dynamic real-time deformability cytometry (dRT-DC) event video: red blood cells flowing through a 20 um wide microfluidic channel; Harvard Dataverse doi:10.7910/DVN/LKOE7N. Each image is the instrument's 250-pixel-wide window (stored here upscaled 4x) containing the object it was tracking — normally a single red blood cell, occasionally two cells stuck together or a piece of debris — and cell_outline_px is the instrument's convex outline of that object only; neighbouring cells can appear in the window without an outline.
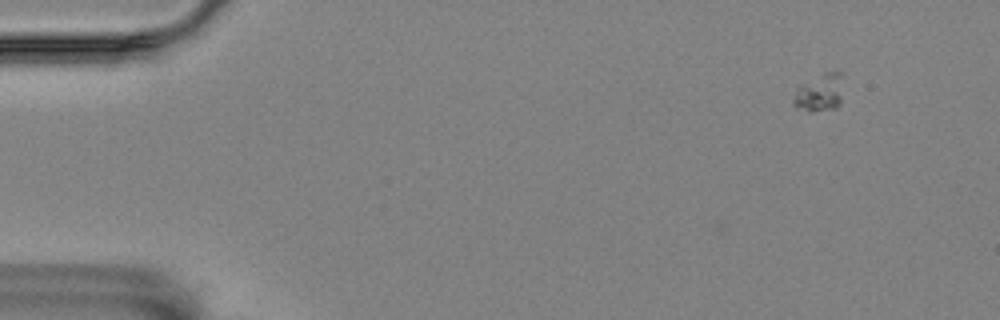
{"species": "Egyptian fruit bat (a non-hibernating species)", "species_latin": "Rousettus aegyptiacus", "temperature_condition": "room temperature", "stored_images_in_passage": 5, "camera_frame_rate_fps": 3000, "um_per_image_px": 0.085, "animal": {"sex": "female"}, "frame": {"image": 1, "passage_image": 2, "time_ms": 0.333, "image_size_px": [1000, 320], "cell_outline_px": [[840, 104], [836, 108], [812, 112], [808, 112], [792, 108], [792, 100], [796, 92], [800, 88], [824, 72], [840, 72]], "centroid_in_image_um": [69.62, 7.96], "position_along_channel_um": 15.4, "area_um2": 10.52}}